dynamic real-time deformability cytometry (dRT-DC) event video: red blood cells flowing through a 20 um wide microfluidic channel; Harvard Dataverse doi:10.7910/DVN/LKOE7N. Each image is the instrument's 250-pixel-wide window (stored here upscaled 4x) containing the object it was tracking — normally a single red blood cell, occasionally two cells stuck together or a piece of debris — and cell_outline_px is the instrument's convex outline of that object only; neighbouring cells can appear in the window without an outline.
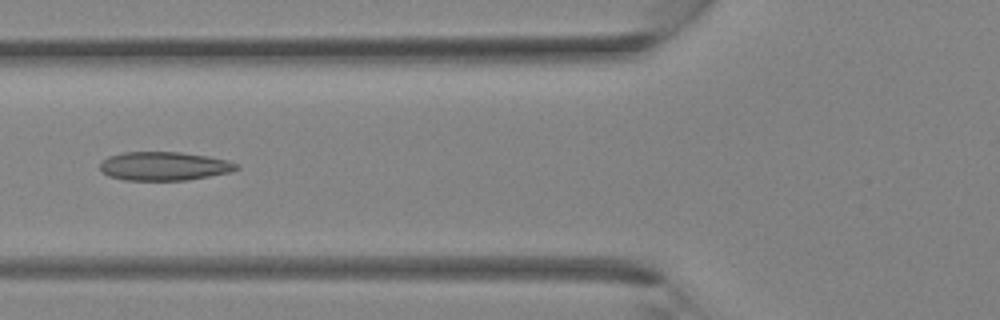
{"species": "Egyptian fruit bat (a non-hibernating species)", "species_latin": "Rousettus aegyptiacus", "temperature_condition": "room temperature", "stored_images_in_passage": 34, "camera_frame_rate_fps": 3000, "um_per_image_px": 0.085, "animal": {"sex": "female"}, "frame": {"image": 1, "passage_image": 14, "time_ms": 4.333, "image_size_px": [1000, 320], "cell_outline_px": [[240, 168], [232, 172], [188, 180], [124, 180], [108, 176], [100, 172], [100, 160], [108, 156], [124, 152], [180, 152], [208, 156], [228, 160], [240, 164]], "centroid_in_image_um": [13.95, 14.12], "position_along_channel_um": 111.8, "area_um2": 23.18}}
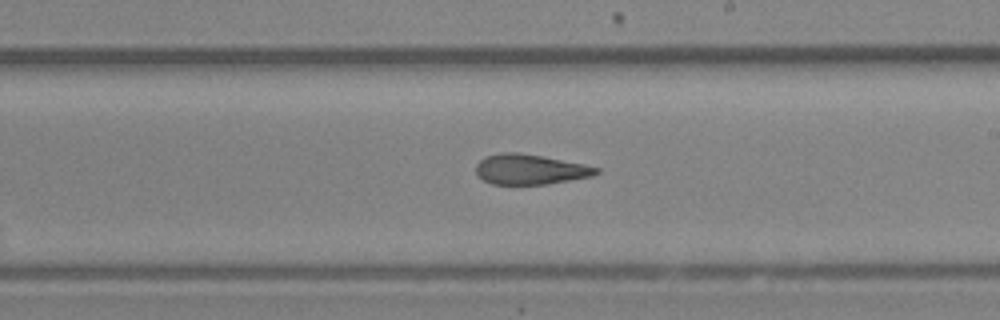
{"frame": {"image": 2, "passage_image": 21, "time_ms": 6.667, "image_size_px": [1000, 320], "cell_outline_px": [[600, 172], [592, 176], [544, 184], [492, 184], [484, 180], [476, 172], [476, 164], [484, 156], [500, 152], [520, 152], [544, 156], [584, 164], [600, 168]], "centroid_in_image_um": [45.05, 14.37], "position_along_channel_um": 244.0, "area_um2": 21.15}}
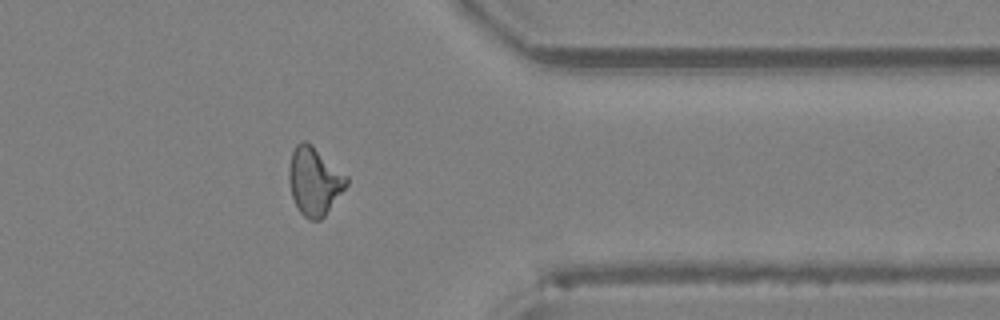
{"frame": {"image": 3, "passage_image": 29, "time_ms": 9.333, "image_size_px": [1000, 320], "cell_outline_px": [[348, 184], [324, 216], [320, 220], [308, 220], [300, 212], [292, 196], [288, 180], [288, 168], [292, 152], [296, 144], [300, 140], [304, 140], [312, 144], [348, 176]], "centroid_in_image_um": [26.71, 15.37], "position_along_channel_um": 384.7, "area_um2": 22.89}}